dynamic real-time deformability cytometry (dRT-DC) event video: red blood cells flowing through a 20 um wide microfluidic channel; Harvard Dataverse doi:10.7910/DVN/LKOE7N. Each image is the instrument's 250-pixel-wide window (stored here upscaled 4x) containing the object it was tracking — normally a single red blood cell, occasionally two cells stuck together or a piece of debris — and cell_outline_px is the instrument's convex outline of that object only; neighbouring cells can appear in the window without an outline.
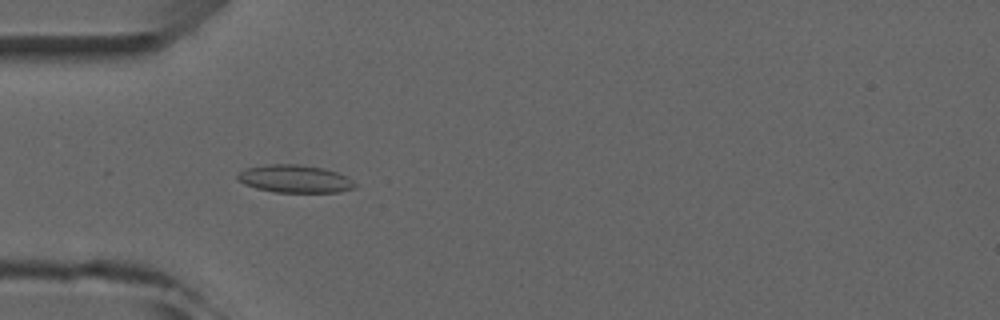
{"species": "common noctule bat (a hibernating species)", "species_latin": "Nyctalus noctula", "temperature_condition": "room temperature", "stored_images_in_passage": 5, "camera_frame_rate_fps": 3000, "um_per_image_px": 0.085, "animal": {"sex": "male", "forearm_length_mm": 52.5}, "frame": {"image": 1, "passage_image": 3, "time_ms": 2.0, "image_size_px": [1000, 320], "cell_outline_px": [[356, 188], [340, 192], [276, 192], [256, 188], [244, 184], [236, 180], [236, 176], [244, 168], [268, 164], [296, 164], [324, 168], [336, 172], [352, 180], [356, 184]], "centroid_in_image_um": [25.03, 15.2], "position_along_channel_um": 60.0, "area_um2": 19.02}}
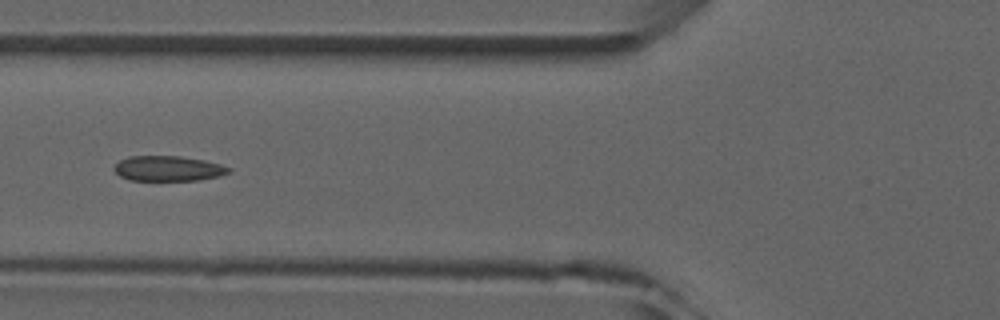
{"frame": {"image": 2, "passage_image": 4, "time_ms": 3.333, "image_size_px": [1000, 320], "cell_outline_px": [[232, 172], [220, 176], [200, 180], [128, 180], [120, 176], [112, 168], [120, 160], [128, 156], [180, 156], [204, 160], [220, 164], [232, 168]], "centroid_in_image_um": [14.32, 14.32], "position_along_channel_um": 111.5, "area_um2": 16.94}}
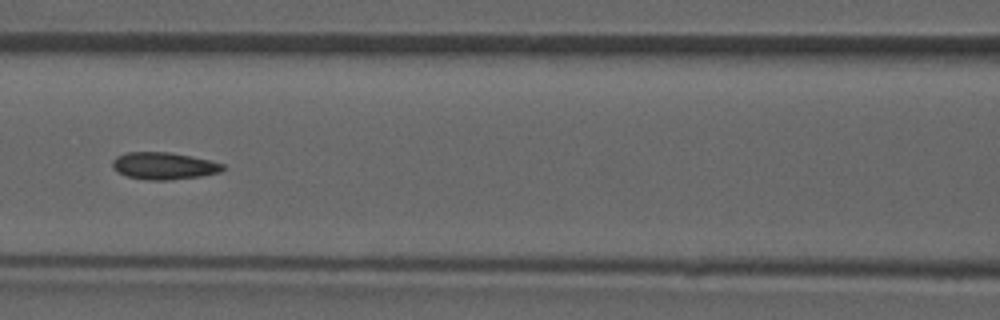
{"frame": {"image": 3, "passage_image": 5, "time_ms": 4.333, "image_size_px": [1000, 320], "cell_outline_px": [[224, 168], [220, 172], [200, 176], [168, 180], [152, 180], [128, 176], [112, 168], [112, 160], [116, 156], [128, 152], [168, 152], [208, 160], [224, 164]], "centroid_in_image_um": [13.91, 14.09], "position_along_channel_um": 152.7, "area_um2": 17.11}}